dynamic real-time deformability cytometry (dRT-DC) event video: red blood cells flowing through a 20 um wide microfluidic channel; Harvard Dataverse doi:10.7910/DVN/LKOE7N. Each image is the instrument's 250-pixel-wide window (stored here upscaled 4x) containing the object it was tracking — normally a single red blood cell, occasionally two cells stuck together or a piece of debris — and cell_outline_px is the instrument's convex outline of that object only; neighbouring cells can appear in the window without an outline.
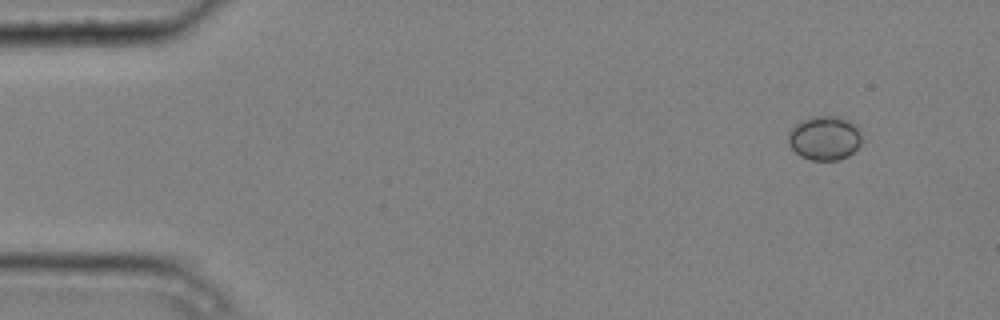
{"species": "common noctule bat (a hibernating species)", "species_latin": "Nyctalus noctula", "temperature_condition": "cold", "stored_images_in_passage": 4, "camera_frame_rate_fps": 3000, "um_per_image_px": 0.085, "animal": {"sex": "male", "body_mass_g": 20.4}, "frame": {"image": 1, "passage_image": 1, "time_ms": 0.0, "image_size_px": [1000, 320], "cell_outline_px": [[860, 144], [848, 156], [840, 160], [812, 160], [800, 156], [788, 144], [788, 132], [796, 124], [812, 116], [840, 116], [856, 124], [860, 132]], "centroid_in_image_um": [70.08, 11.73], "position_along_channel_um": 14.9, "area_um2": 18.9}}
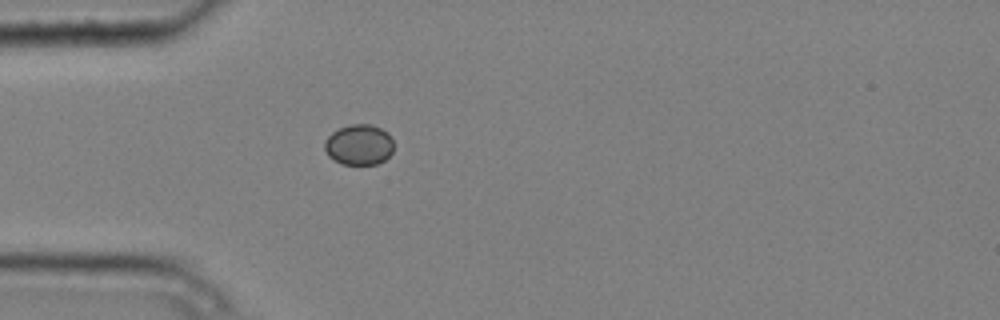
{"frame": {"image": 2, "passage_image": 4, "time_ms": 1.0, "image_size_px": [1000, 320], "cell_outline_px": [[392, 152], [384, 160], [376, 164], [340, 164], [328, 156], [324, 148], [324, 140], [332, 132], [340, 128], [352, 124], [372, 124], [388, 132], [392, 140]], "centroid_in_image_um": [30.49, 12.3], "position_along_channel_um": 54.5, "area_um2": 16.36}}